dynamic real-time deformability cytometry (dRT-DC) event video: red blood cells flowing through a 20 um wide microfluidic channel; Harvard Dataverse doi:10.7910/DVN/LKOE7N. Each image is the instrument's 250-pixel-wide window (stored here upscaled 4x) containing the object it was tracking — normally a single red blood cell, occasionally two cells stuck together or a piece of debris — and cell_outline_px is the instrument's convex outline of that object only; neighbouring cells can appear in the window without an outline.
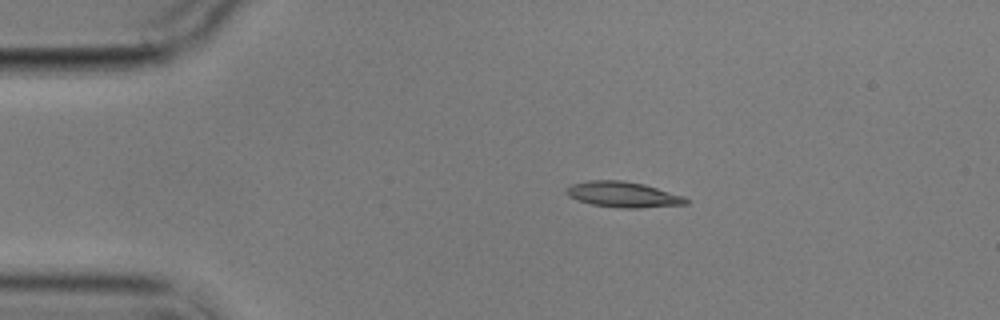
{"species": "common noctule bat (a hibernating species)", "species_latin": "Nyctalus noctula", "temperature_condition": "cold", "stored_images_in_passage": 9, "camera_frame_rate_fps": 3000, "um_per_image_px": 0.085, "animal": {"sex": "male", "body_mass_g": 17.9}, "frame": {"image": 1, "passage_image": 2, "time_ms": 1.333, "image_size_px": [1000, 320], "cell_outline_px": [[688, 204], [640, 208], [620, 208], [592, 204], [568, 196], [564, 192], [572, 184], [588, 180], [624, 180], [644, 184], [684, 196], [688, 200]], "centroid_in_image_um": [52.98, 16.53], "position_along_channel_um": 32.0, "area_um2": 17.8}}
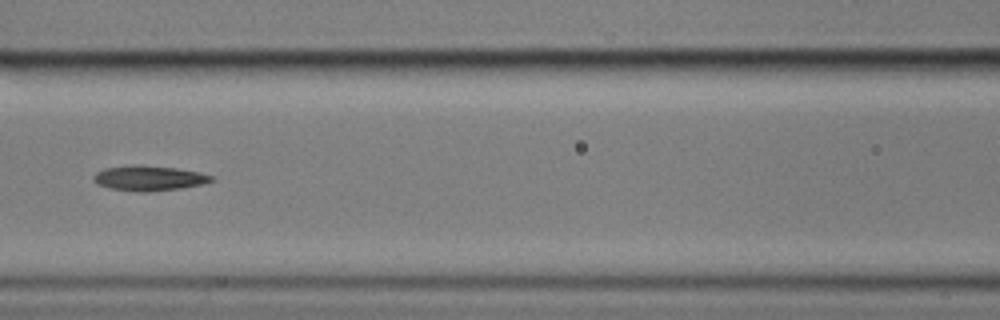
{"frame": {"image": 2, "passage_image": 6, "time_ms": 6.0, "image_size_px": [1000, 320], "cell_outline_px": [[216, 180], [204, 184], [180, 188], [148, 192], [140, 192], [112, 188], [96, 184], [92, 180], [92, 176], [96, 172], [104, 168], [132, 164], [144, 164], [176, 168], [200, 172], [216, 176]], "centroid_in_image_um": [12.69, 15.12], "position_along_channel_um": 153.9, "area_um2": 17.63}}
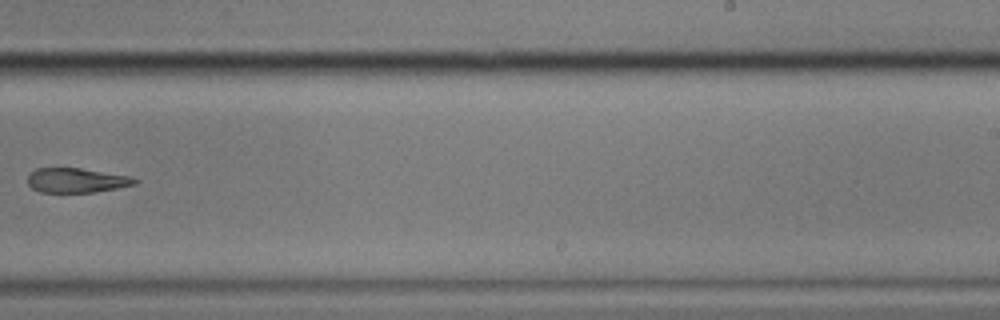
{"frame": {"image": 3, "passage_image": 9, "time_ms": 9.667, "image_size_px": [1000, 320], "cell_outline_px": [[140, 180], [136, 184], [96, 192], [40, 192], [32, 188], [28, 184], [28, 172], [36, 168], [80, 168], [128, 176]], "centroid_in_image_um": [6.47, 15.33], "position_along_channel_um": 282.5, "area_um2": 15.32}}